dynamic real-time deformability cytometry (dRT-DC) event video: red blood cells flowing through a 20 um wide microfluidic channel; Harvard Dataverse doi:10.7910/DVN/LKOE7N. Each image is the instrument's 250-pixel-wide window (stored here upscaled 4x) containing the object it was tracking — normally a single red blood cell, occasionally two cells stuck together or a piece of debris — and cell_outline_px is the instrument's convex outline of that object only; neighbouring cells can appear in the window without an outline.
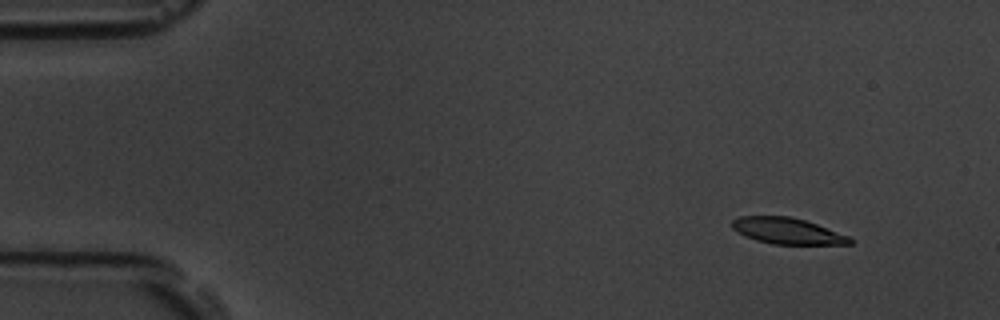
{"species": "common noctule bat (a hibernating species)", "species_latin": "Nyctalus noctula", "temperature_condition": "room temperature", "stored_images_in_passage": 4, "camera_frame_rate_fps": 3000, "um_per_image_px": 0.085, "animal": {"sex": "male", "body_mass_g": 19.5, "forearm_length_mm": 54.6}, "frame": {"image": 1, "passage_image": 2, "time_ms": 0.333, "image_size_px": [1000, 320], "cell_outline_px": [[856, 240], [852, 244], [772, 244], [756, 240], [744, 236], [732, 228], [732, 220], [740, 216], [788, 216], [804, 220], [852, 236]], "centroid_in_image_um": [66.97, 19.64], "position_along_channel_um": 18.0, "area_um2": 18.09}}